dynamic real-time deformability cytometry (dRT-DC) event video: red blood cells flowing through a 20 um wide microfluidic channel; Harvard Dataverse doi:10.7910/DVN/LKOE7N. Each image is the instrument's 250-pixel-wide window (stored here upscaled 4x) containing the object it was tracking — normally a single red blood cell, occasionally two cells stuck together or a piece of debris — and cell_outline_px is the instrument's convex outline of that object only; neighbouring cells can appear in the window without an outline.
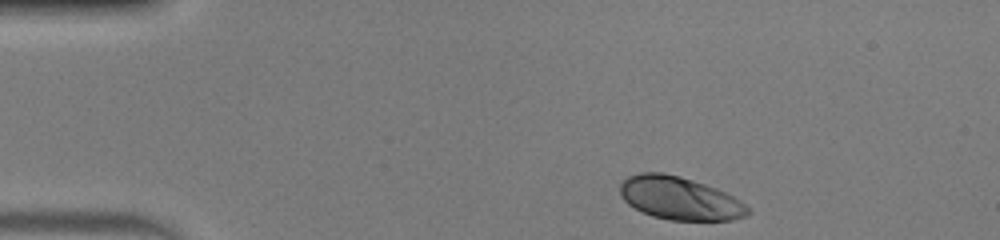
{"species": "human", "species_latin": "Homo sapiens", "temperature_condition": "warm", "stored_images_in_passage": 43, "camera_frame_rate_fps": 3000, "um_per_image_px": 0.085, "donor": {"sex": "male"}, "frame": {"image": 1, "passage_image": 1, "time_ms": 0.0, "image_size_px": [1000, 240], "cell_outline_px": [[752, 212], [744, 216], [732, 220], [672, 220], [652, 216], [628, 204], [620, 196], [620, 184], [628, 176], [640, 172], [664, 172], [680, 176], [716, 188], [740, 200]], "centroid_in_image_um": [57.75, 16.84], "position_along_channel_um": 27.2, "area_um2": 31.85}}
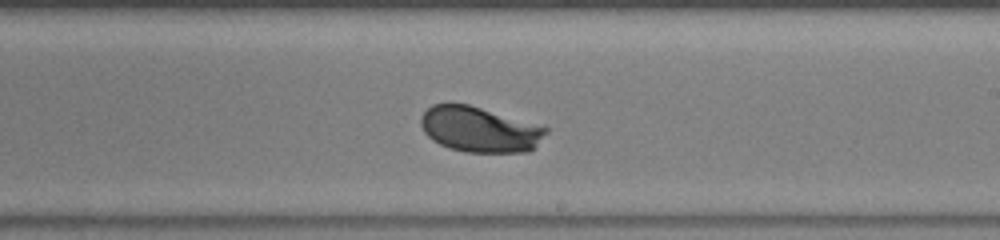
{"frame": {"image": 2, "passage_image": 23, "time_ms": 7.333, "image_size_px": [1000, 240], "cell_outline_px": [[548, 132], [528, 152], [464, 152], [448, 148], [432, 140], [424, 132], [420, 124], [420, 116], [432, 104], [448, 100], [468, 104], [548, 128]], "centroid_in_image_um": [40.67, 10.97], "position_along_channel_um": 248.3, "area_um2": 33.23}}
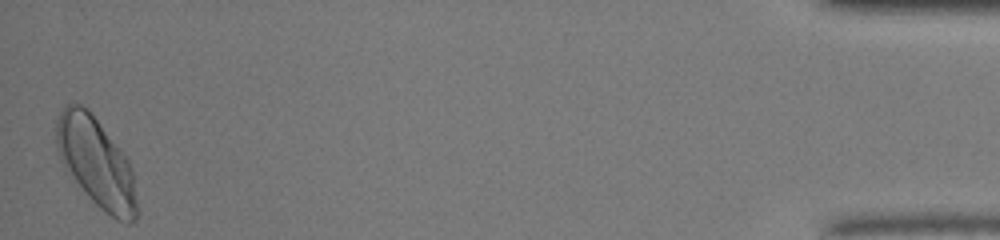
{"frame": {"image": 3, "passage_image": 43, "time_ms": 14.0, "image_size_px": [1000, 240], "cell_outline_px": [[140, 212], [136, 220], [128, 224], [116, 220], [100, 208], [88, 196], [60, 160], [56, 148], [56, 120], [64, 104], [80, 104], [88, 108], [128, 160], [132, 168]], "centroid_in_image_um": [8.21, 13.84], "position_along_channel_um": 427.0, "area_um2": 41.96}, "authors_computed_cell_mechanics": {"area_um2": 33.6396, "velocity_mm_per_s": 4.0371, "shape_relaxation_time_tau1_ms": 1.8799, "shape_relaxation_time_tau2_ms": null, "deformation_change_tau1": 0.1344, "deformation_change_tau2": null}}